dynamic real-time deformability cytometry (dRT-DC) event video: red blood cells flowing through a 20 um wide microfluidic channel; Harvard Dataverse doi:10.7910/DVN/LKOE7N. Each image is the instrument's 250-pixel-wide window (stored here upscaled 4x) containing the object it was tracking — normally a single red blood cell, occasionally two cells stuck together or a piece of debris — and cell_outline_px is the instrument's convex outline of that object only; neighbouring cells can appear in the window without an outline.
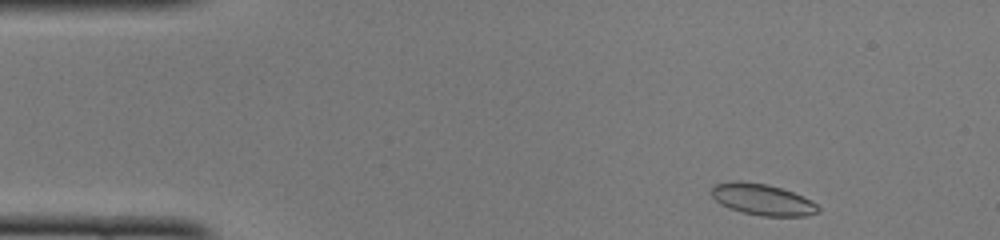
{"species": "common noctule bat (a hibernating species)", "species_latin": "Nyctalus noctula", "temperature_condition": "cold", "stored_images_in_passage": 45, "camera_frame_rate_fps": 3000, "um_per_image_px": 0.085, "animal": {"sex": "female", "body_mass_g": 22.0, "forearm_length_mm": 56.7}, "frame": {"image": 1, "passage_image": 2, "time_ms": 0.333, "image_size_px": [1000, 240], "cell_outline_px": [[820, 212], [808, 216], [760, 216], [740, 212], [728, 208], [720, 204], [712, 196], [712, 184], [736, 180], [740, 180], [764, 184], [780, 188], [792, 192], [812, 200], [820, 208]], "centroid_in_image_um": [64.79, 16.97], "position_along_channel_um": 20.2, "area_um2": 19.65}}
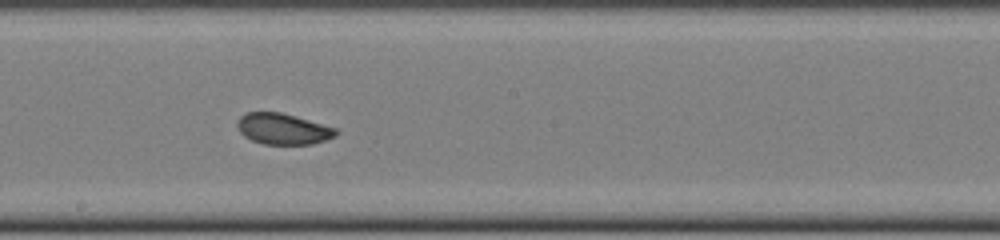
{"frame": {"image": 2, "passage_image": 23, "time_ms": 7.333, "image_size_px": [1000, 240], "cell_outline_px": [[340, 132], [336, 136], [312, 144], [264, 144], [252, 140], [244, 136], [240, 132], [236, 124], [240, 116], [248, 112], [280, 112], [336, 128]], "centroid_in_image_um": [24.05, 10.96], "position_along_channel_um": 224.2, "area_um2": 17.69}}
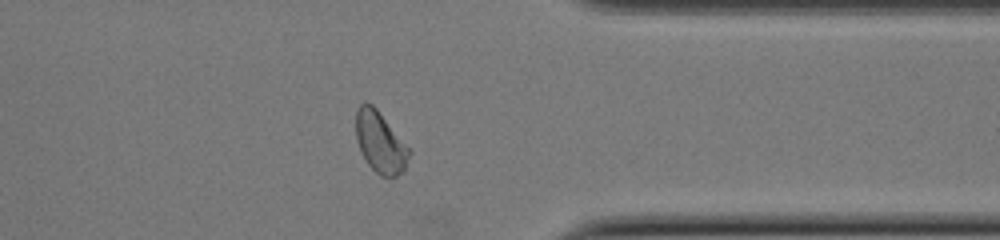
{"frame": {"image": 3, "passage_image": 35, "time_ms": 11.333, "image_size_px": [1000, 240], "cell_outline_px": [[412, 152], [404, 172], [396, 176], [380, 176], [368, 164], [356, 140], [356, 112], [360, 104], [372, 104], [376, 108]], "centroid_in_image_um": [32.34, 12.12], "position_along_channel_um": 379.1, "area_um2": 18.67}, "authors_computed_cell_mechanics": {"area_um2": 18.7272, "velocity_mm_per_s": 4.0786, "shape_relaxation_time_tau1_ms": 8.2862, "shape_relaxation_time_tau2_ms": 1.6413, "deformation_change_tau1": 0.1497, "deformation_change_tau2": 0.0482}}